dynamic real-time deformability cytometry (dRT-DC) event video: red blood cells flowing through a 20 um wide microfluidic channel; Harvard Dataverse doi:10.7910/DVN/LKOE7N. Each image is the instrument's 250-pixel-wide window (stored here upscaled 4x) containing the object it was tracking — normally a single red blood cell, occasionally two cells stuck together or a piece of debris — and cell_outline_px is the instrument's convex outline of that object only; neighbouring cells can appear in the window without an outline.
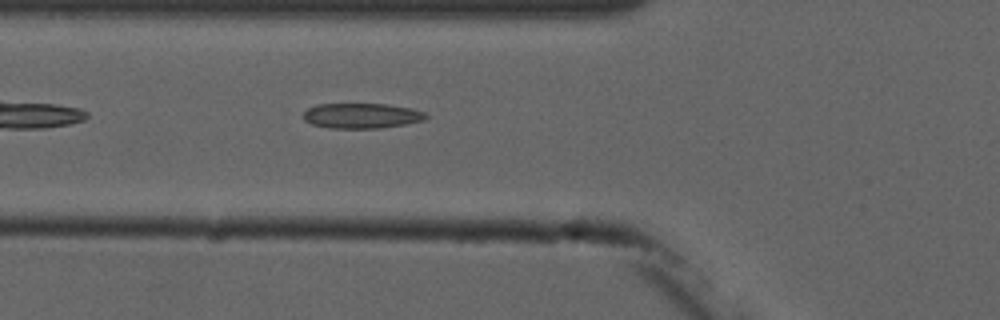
{"species": "common noctule bat (a hibernating species)", "species_latin": "Nyctalus noctula", "temperature_condition": "cold", "stored_images_in_passage": 2, "camera_frame_rate_fps": 3000, "um_per_image_px": 0.085, "animal": {"sex": "male", "forearm_length_mm": 52.5}, "frame": {"image": 1, "passage_image": 2, "time_ms": 1.0, "image_size_px": [1000, 320], "cell_outline_px": [[428, 116], [424, 120], [404, 124], [380, 128], [328, 128], [312, 124], [304, 120], [304, 112], [308, 108], [316, 104], [384, 104], [412, 108], [424, 112]], "centroid_in_image_um": [30.72, 9.84], "position_along_channel_um": 95.1, "area_um2": 17.92}}